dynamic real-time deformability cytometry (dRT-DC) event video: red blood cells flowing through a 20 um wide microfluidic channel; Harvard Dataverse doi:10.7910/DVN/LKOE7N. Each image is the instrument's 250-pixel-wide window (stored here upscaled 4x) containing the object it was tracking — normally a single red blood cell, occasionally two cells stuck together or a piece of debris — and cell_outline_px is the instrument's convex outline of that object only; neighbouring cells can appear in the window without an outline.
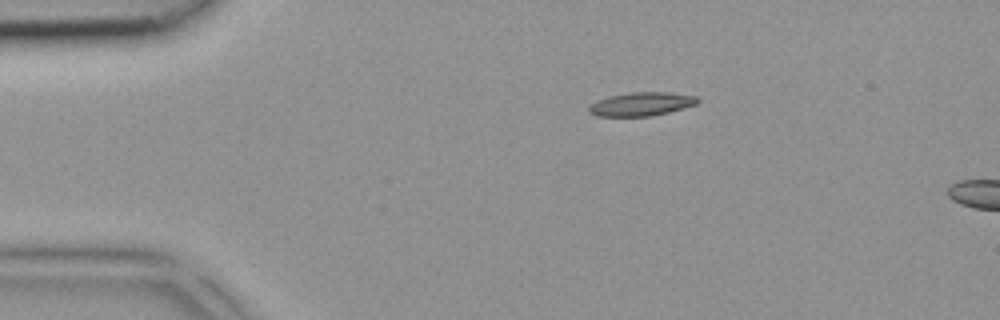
{"species": "common noctule bat (a hibernating species)", "species_latin": "Nyctalus noctula", "temperature_condition": "room temperature", "stored_images_in_passage": 2, "camera_frame_rate_fps": 3000, "um_per_image_px": 0.085, "animal": {"sex": "female", "body_mass_g": 18.4}, "frame": {"image": 1, "passage_image": 1, "time_ms": 0.0, "image_size_px": [1000, 320], "cell_outline_px": [[700, 100], [696, 104], [668, 112], [652, 116], [596, 116], [588, 112], [588, 108], [596, 100], [608, 96], [632, 92], [668, 92], [696, 96]], "centroid_in_image_um": [54.49, 8.84], "position_along_channel_um": 30.5, "area_um2": 14.91}}